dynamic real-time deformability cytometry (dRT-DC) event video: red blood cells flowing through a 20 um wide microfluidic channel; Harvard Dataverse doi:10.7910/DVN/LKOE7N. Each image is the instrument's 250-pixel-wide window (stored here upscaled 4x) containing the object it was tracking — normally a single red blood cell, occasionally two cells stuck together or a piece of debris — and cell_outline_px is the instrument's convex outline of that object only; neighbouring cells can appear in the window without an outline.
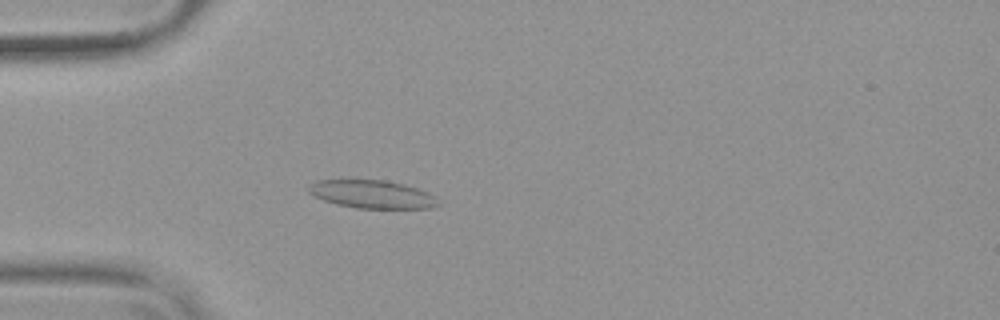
{"species": "common noctule bat (a hibernating species)", "species_latin": "Nyctalus noctula", "temperature_condition": "warm", "stored_images_in_passage": 53, "camera_frame_rate_fps": 3000, "um_per_image_px": 0.085, "animal": {"sex": "female", "body_mass_g": 19.9}, "frame": {"image": 1, "passage_image": 15, "time_ms": 4.667, "image_size_px": [1000, 320], "cell_outline_px": [[440, 204], [432, 208], [356, 208], [336, 204], [324, 200], [308, 192], [308, 184], [316, 180], [384, 180], [404, 184], [428, 192], [436, 196]], "centroid_in_image_um": [31.64, 16.51], "position_along_channel_um": 53.4, "area_um2": 21.21}}
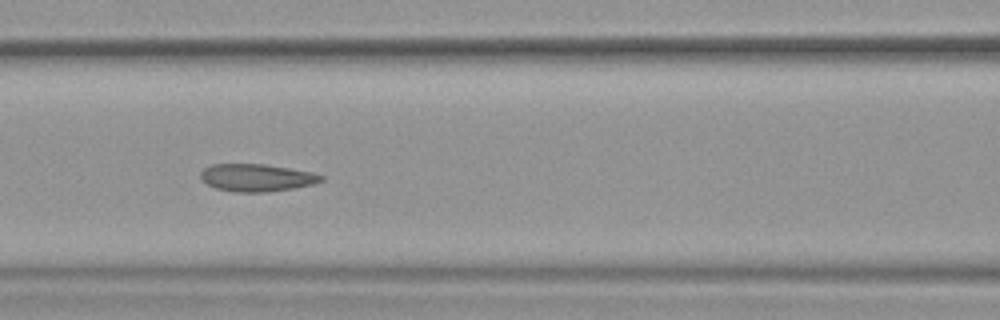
{"frame": {"image": 2, "passage_image": 23, "time_ms": 7.333, "image_size_px": [1000, 320], "cell_outline_px": [[324, 180], [312, 184], [292, 188], [264, 192], [236, 192], [216, 188], [200, 180], [200, 172], [204, 168], [212, 164], [264, 164], [312, 172], [324, 176]], "centroid_in_image_um": [21.78, 15.09], "position_along_channel_um": 144.8, "area_um2": 19.19}}
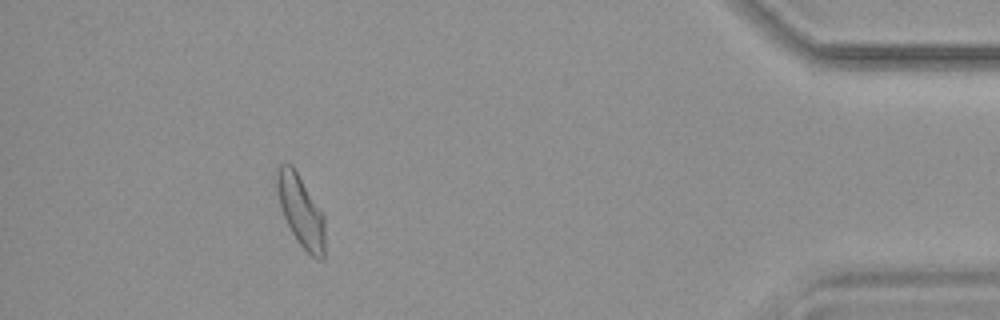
{"frame": {"image": 3, "passage_image": 48, "time_ms": 15.667, "image_size_px": [1000, 320], "cell_outline_px": [[324, 260], [320, 260], [312, 256], [296, 240], [280, 208], [276, 192], [276, 168], [280, 164], [292, 164], [324, 212]], "centroid_in_image_um": [25.57, 17.88], "position_along_channel_um": 409.6, "area_um2": 20.29}, "authors_computed_cell_mechanics": {"area_um2": 20.1722, "velocity_mm_per_s": 3.7934, "shape_relaxation_time_tau1_ms": null, "shape_relaxation_time_tau2_ms": 1.1551, "deformation_change_tau1": null, "deformation_change_tau2": 0.0659}}